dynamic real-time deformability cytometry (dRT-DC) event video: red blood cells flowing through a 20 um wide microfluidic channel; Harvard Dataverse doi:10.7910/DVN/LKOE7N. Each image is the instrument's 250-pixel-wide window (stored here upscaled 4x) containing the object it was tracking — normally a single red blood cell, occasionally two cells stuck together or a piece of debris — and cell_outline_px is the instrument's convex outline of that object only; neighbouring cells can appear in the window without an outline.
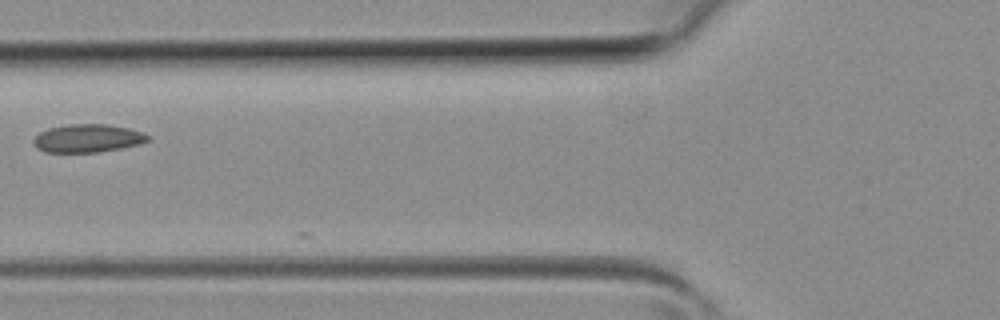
{"species": "common noctule bat (a hibernating species)", "species_latin": "Nyctalus noctula", "temperature_condition": "room temperature", "stored_images_in_passage": 3, "camera_frame_rate_fps": 3000, "um_per_image_px": 0.085, "animal": {"sex": "female", "body_mass_g": 19.3, "forearm_length_mm": 54.1}, "frame": {"image": 1, "passage_image": 3, "time_ms": 0.667, "image_size_px": [1000, 320], "cell_outline_px": [[152, 140], [140, 144], [100, 152], [44, 152], [36, 148], [32, 140], [40, 132], [48, 128], [64, 124], [108, 124], [128, 128], [144, 132], [152, 136]], "centroid_in_image_um": [7.49, 11.75], "position_along_channel_um": 118.3, "area_um2": 19.07}}